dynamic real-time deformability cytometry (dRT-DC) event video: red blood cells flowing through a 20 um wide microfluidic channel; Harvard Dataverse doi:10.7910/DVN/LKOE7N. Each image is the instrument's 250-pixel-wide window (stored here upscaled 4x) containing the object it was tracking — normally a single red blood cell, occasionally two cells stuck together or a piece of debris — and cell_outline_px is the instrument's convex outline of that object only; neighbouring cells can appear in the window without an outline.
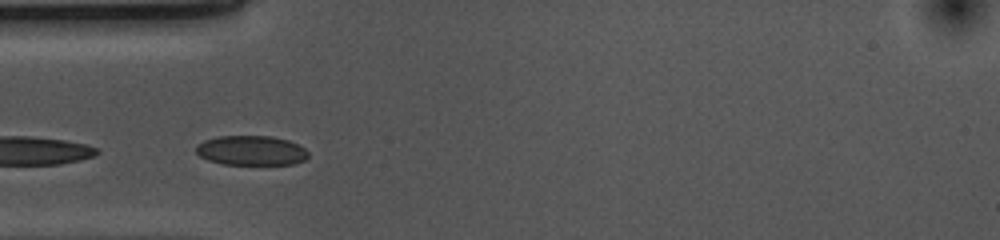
{"species": "common noctule bat (a hibernating species)", "species_latin": "Nyctalus noctula", "temperature_condition": "cold", "stored_images_in_passage": 31, "camera_frame_rate_fps": 3000, "um_per_image_px": 0.085, "animal": {"sex": "female", "body_mass_g": 10.0, "forearm_length_mm": 53.1}, "frame": {"image": 1, "passage_image": 10, "time_ms": 3.0, "image_size_px": [1000, 240], "cell_outline_px": [[308, 156], [304, 160], [292, 164], [224, 164], [208, 160], [200, 156], [196, 152], [196, 144], [204, 140], [220, 136], [272, 136], [288, 140], [300, 144], [308, 152]], "centroid_in_image_um": [21.36, 12.78], "position_along_channel_um": 63.6, "area_um2": 19.42}}